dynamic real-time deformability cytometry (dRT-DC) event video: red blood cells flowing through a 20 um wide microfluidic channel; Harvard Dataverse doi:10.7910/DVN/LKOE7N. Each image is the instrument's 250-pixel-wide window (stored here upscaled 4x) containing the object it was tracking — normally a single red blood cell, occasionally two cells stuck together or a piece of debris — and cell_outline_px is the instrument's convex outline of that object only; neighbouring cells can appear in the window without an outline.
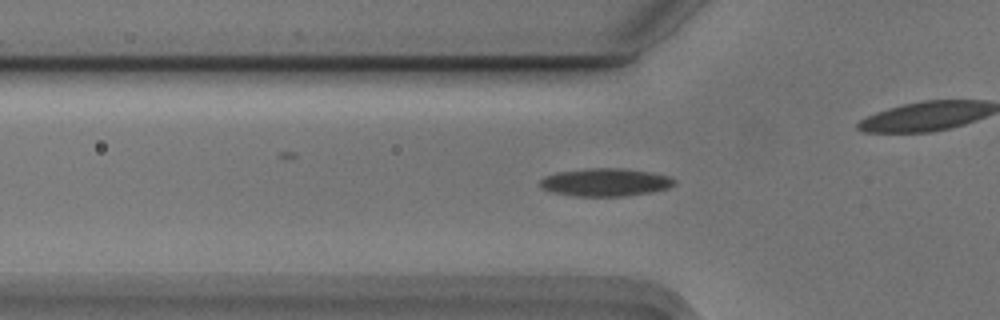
{"species": "Egyptian fruit bat (a non-hibernating species)", "species_latin": "Rousettus aegyptiacus", "temperature_condition": "cold", "stored_images_in_passage": 55, "camera_frame_rate_fps": 3000, "um_per_image_px": 0.085, "animal": {"sex": "male"}, "frame": {"image": 1, "passage_image": 17, "time_ms": 5.333, "image_size_px": [1000, 320], "cell_outline_px": [[676, 184], [668, 188], [652, 192], [624, 196], [576, 196], [552, 192], [540, 188], [540, 180], [544, 176], [556, 172], [588, 168], [624, 168], [652, 172], [668, 176], [676, 180]], "centroid_in_image_um": [51.46, 15.49], "position_along_channel_um": 74.3, "area_um2": 22.02}}
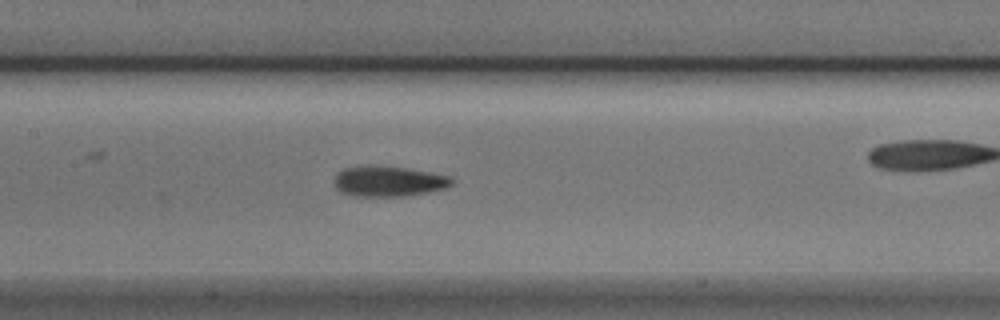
{"frame": {"image": 2, "passage_image": 25, "time_ms": 8.0, "image_size_px": [1000, 320], "cell_outline_px": [[452, 184], [448, 188], [408, 196], [352, 196], [340, 192], [336, 188], [336, 176], [344, 168], [404, 168], [428, 172], [448, 176], [452, 180]], "centroid_in_image_um": [33.08, 15.47], "position_along_channel_um": 174.3, "area_um2": 19.94}}
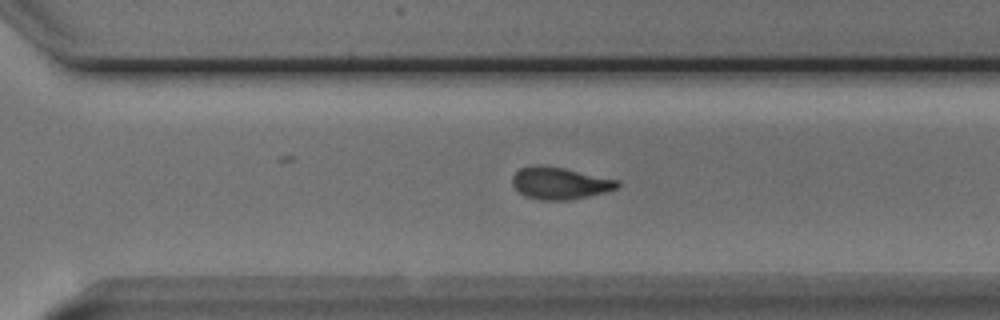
{"frame": {"image": 3, "passage_image": 37, "time_ms": 12.0, "image_size_px": [1000, 320], "cell_outline_px": [[620, 184], [616, 188], [604, 192], [588, 196], [568, 200], [540, 200], [524, 196], [512, 184], [512, 176], [520, 168], [536, 164], [544, 164], [564, 168], [620, 180]], "centroid_in_image_um": [47.56, 15.56], "position_along_channel_um": 323.0, "area_um2": 19.71}, "authors_computed_cell_mechanics": {"area_um2": 19.941, "velocity_mm_per_s": 3.7383, "shape_relaxation_time_tau1_ms": 5.5201, "shape_relaxation_time_tau2_ms": 2.1973, "deformation_change_tau1": 0.1579, "deformation_change_tau2": 0.0906}}